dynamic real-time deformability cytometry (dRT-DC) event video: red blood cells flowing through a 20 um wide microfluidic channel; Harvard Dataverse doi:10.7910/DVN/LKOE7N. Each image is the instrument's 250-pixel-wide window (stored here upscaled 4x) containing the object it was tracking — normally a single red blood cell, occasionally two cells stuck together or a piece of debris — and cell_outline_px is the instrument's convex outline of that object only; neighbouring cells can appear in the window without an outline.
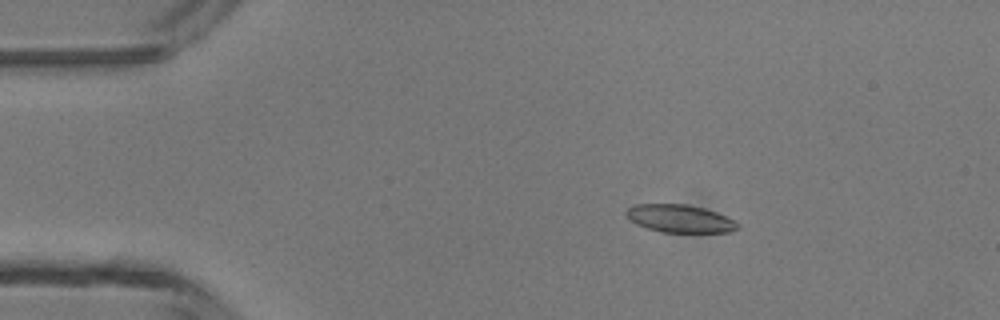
{"species": "common noctule bat (a hibernating species)", "species_latin": "Nyctalus noctula", "temperature_condition": "room temperature", "stored_images_in_passage": 5, "camera_frame_rate_fps": 3000, "um_per_image_px": 0.085, "animal": {"sex": "male", "body_mass_g": 13.3}, "frame": {"image": 1, "passage_image": 3, "time_ms": 2.0, "image_size_px": [1000, 320], "cell_outline_px": [[740, 228], [728, 232], [664, 232], [648, 228], [636, 224], [628, 220], [624, 212], [628, 208], [636, 204], [688, 204], [704, 208], [716, 212], [740, 224]], "centroid_in_image_um": [57.76, 18.57], "position_along_channel_um": 27.2, "area_um2": 18.03}}